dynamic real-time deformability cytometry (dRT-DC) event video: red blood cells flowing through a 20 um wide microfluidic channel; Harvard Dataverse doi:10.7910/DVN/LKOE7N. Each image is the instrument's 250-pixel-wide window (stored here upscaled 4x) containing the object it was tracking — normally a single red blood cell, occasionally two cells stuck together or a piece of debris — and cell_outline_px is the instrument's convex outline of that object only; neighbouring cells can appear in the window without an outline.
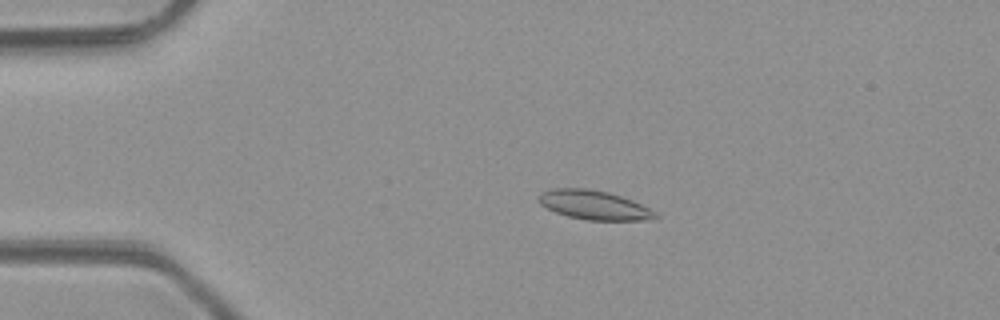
{"species": "common noctule bat (a hibernating species)", "species_latin": "Nyctalus noctula", "temperature_condition": "room temperature", "stored_images_in_passage": 5, "camera_frame_rate_fps": 3000, "um_per_image_px": 0.085, "animal": {"sex": "male", "body_mass_g": 23.1, "forearm_length_mm": 52.7}, "frame": {"image": 1, "passage_image": 3, "time_ms": 2.333, "image_size_px": [1000, 320], "cell_outline_px": [[660, 216], [644, 220], [588, 220], [568, 216], [556, 212], [540, 204], [540, 192], [552, 188], [588, 188], [608, 192], [632, 200], [656, 212]], "centroid_in_image_um": [50.49, 17.42], "position_along_channel_um": 34.5, "area_um2": 19.59}}
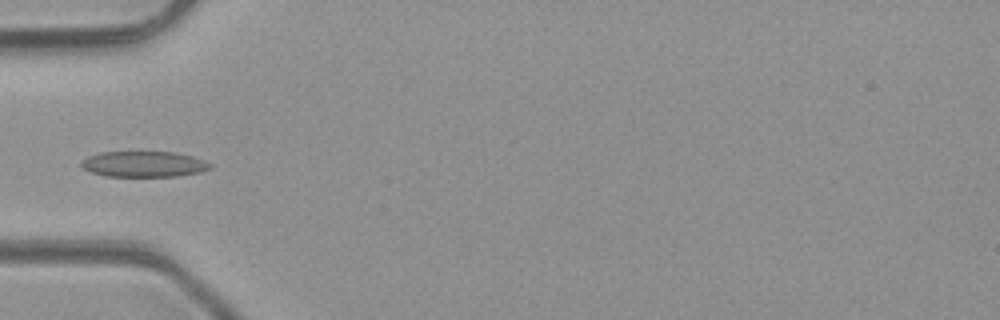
{"frame": {"image": 2, "passage_image": 5, "time_ms": 4.333, "image_size_px": [1000, 320], "cell_outline_px": [[212, 168], [200, 172], [176, 176], [104, 176], [92, 172], [84, 168], [80, 164], [80, 160], [88, 156], [100, 152], [140, 148], [172, 152], [192, 156], [204, 160], [212, 164]], "centroid_in_image_um": [12.19, 13.89], "position_along_channel_um": 72.8, "area_um2": 20.35}}